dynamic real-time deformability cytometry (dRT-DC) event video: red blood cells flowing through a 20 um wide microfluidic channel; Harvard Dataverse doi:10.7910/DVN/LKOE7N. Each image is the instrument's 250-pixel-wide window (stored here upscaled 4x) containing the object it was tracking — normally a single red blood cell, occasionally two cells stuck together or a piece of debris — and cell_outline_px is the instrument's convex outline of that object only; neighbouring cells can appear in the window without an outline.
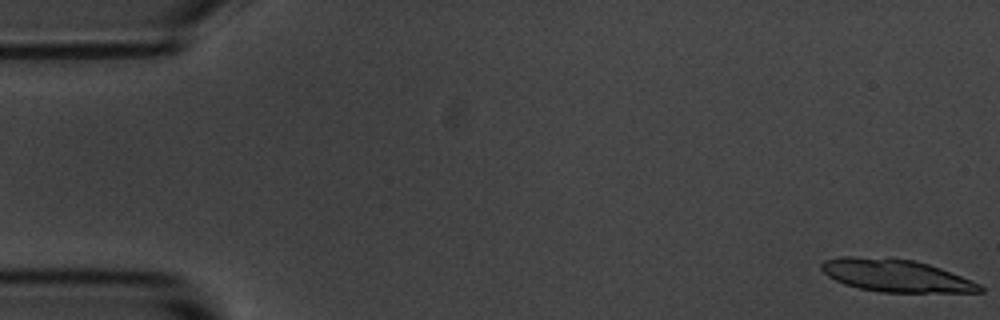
{"species": "common noctule bat (a hibernating species)", "species_latin": "Nyctalus noctula", "temperature_condition": "room temperature", "stored_images_in_passage": 6, "camera_frame_rate_fps": 3000, "um_per_image_px": 0.085, "animal": {"sex": "male", "body_mass_g": 20.1, "forearm_length_mm": 53.5}, "frame": {"image": 1, "passage_image": 1, "time_ms": 0.0, "image_size_px": [1000, 320], "cell_outline_px": [[984, 292], [880, 292], [860, 288], [844, 284], [828, 276], [820, 268], [820, 264], [824, 260], [840, 256], [852, 256], [916, 260], [940, 268], [972, 280], [980, 284], [984, 288]], "centroid_in_image_um": [76.14, 23.42], "position_along_channel_um": 8.9, "area_um2": 29.88}}